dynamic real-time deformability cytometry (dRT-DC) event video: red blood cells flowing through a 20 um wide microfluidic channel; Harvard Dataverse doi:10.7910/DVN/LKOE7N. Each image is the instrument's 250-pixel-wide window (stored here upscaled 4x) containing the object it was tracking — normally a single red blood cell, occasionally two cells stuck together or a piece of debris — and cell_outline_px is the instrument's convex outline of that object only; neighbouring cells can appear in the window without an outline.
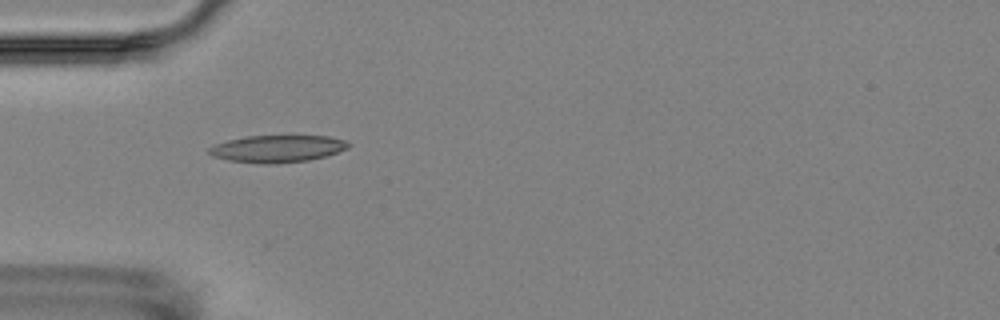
{"species": "Egyptian fruit bat (a non-hibernating species)", "species_latin": "Rousettus aegyptiacus", "temperature_condition": "room temperature", "stored_images_in_passage": 6, "camera_frame_rate_fps": 3000, "um_per_image_px": 0.085, "animal": {"sex": "female"}, "frame": {"image": 1, "passage_image": 4, "time_ms": 3.667, "image_size_px": [1000, 320], "cell_outline_px": [[352, 144], [348, 148], [324, 156], [308, 160], [268, 164], [264, 164], [228, 160], [212, 156], [208, 152], [208, 148], [216, 144], [228, 140], [248, 136], [328, 136], [348, 140]], "centroid_in_image_um": [23.59, 12.63], "position_along_channel_um": 61.4, "area_um2": 21.91}}
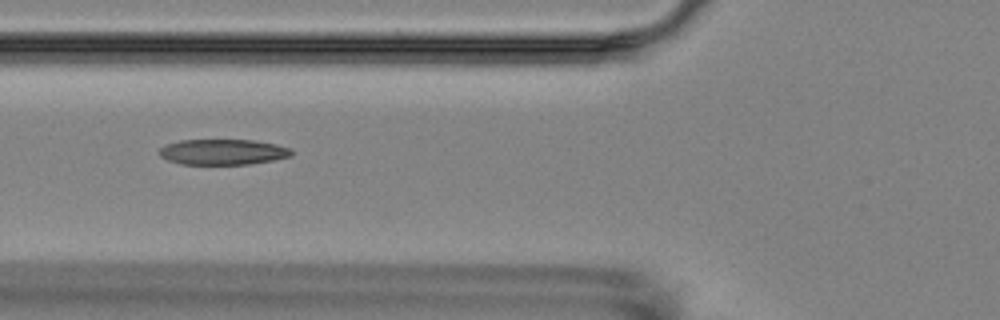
{"frame": {"image": 2, "passage_image": 5, "time_ms": 5.0, "image_size_px": [1000, 320], "cell_outline_px": [[292, 156], [272, 160], [248, 164], [180, 164], [168, 160], [160, 156], [160, 148], [164, 144], [180, 140], [252, 140], [276, 144], [292, 148]], "centroid_in_image_um": [18.94, 12.91], "position_along_channel_um": 106.9, "area_um2": 19.71}}
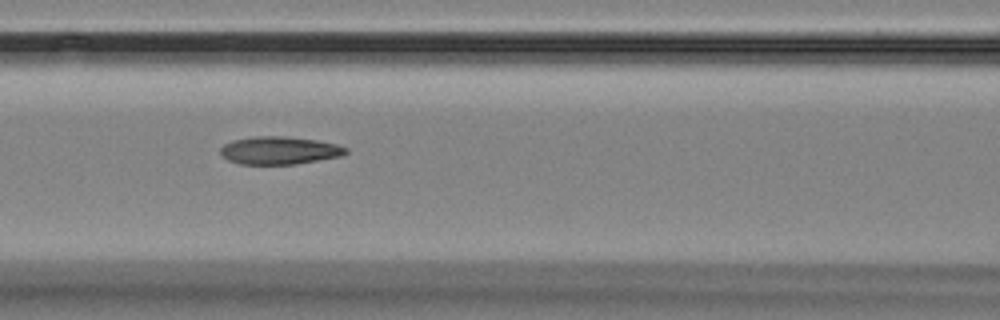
{"frame": {"image": 3, "passage_image": 6, "time_ms": 6.0, "image_size_px": [1000, 320], "cell_outline_px": [[348, 152], [340, 156], [296, 164], [240, 164], [228, 160], [220, 152], [220, 148], [224, 144], [232, 140], [252, 136], [284, 136], [316, 140], [336, 144], [348, 148]], "centroid_in_image_um": [23.73, 12.78], "position_along_channel_um": 142.9, "area_um2": 20.29}}